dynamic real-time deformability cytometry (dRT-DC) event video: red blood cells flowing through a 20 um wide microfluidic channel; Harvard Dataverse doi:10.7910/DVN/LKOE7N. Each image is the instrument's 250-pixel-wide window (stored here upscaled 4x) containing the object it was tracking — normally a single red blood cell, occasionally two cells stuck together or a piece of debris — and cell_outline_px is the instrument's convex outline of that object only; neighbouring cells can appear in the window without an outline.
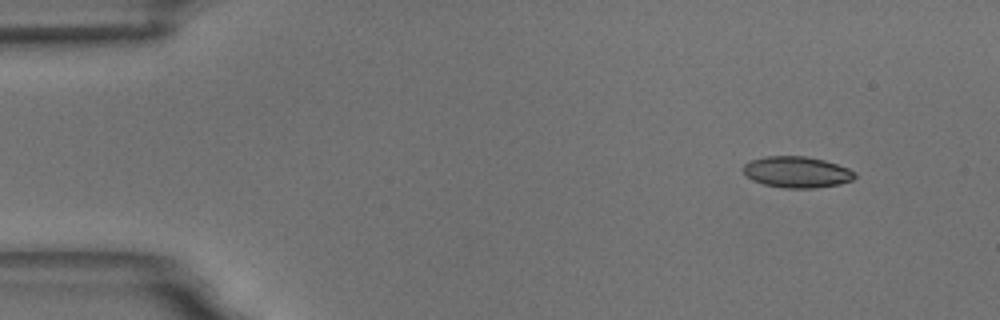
{"species": "common noctule bat (a hibernating species)", "species_latin": "Nyctalus noctula", "temperature_condition": "room temperature", "stored_images_in_passage": 4, "camera_frame_rate_fps": 3000, "um_per_image_px": 0.085, "animal": {"sex": "male", "body_mass_g": 18.8}, "frame": {"image": 1, "passage_image": 1, "time_ms": 0.0, "image_size_px": [1000, 320], "cell_outline_px": [[856, 176], [852, 180], [840, 184], [812, 188], [784, 188], [764, 184], [752, 180], [744, 172], [744, 164], [752, 160], [764, 156], [808, 156], [824, 160], [848, 168], [856, 172]], "centroid_in_image_um": [67.75, 14.62], "position_along_channel_um": 17.2, "area_um2": 20.23}}
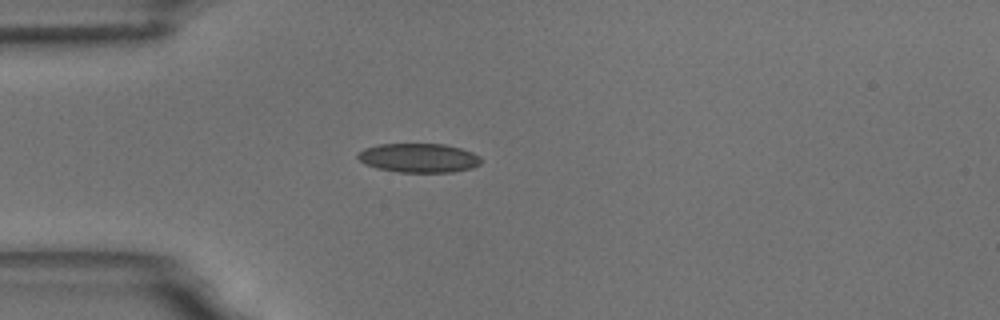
{"frame": {"image": 2, "passage_image": 4, "time_ms": 3.333, "image_size_px": [1000, 320], "cell_outline_px": [[480, 164], [472, 168], [452, 172], [400, 172], [376, 168], [364, 164], [356, 156], [364, 148], [380, 144], [444, 144], [460, 148], [472, 152], [480, 156]], "centroid_in_image_um": [35.59, 13.42], "position_along_channel_um": 49.4, "area_um2": 20.87}}